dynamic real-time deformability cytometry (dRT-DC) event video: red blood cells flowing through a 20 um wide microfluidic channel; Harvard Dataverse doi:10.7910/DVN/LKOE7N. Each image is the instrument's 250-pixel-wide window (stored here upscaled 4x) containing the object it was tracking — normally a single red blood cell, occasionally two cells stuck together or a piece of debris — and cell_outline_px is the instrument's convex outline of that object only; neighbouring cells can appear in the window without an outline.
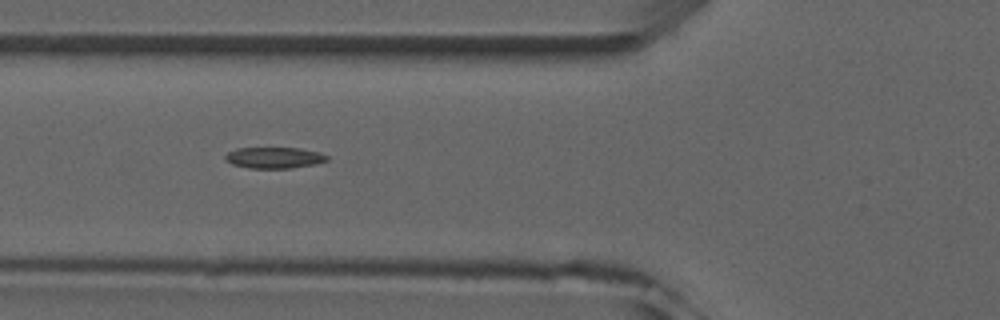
{"species": "common noctule bat (a hibernating species)", "species_latin": "Nyctalus noctula", "temperature_condition": "room temperature", "stored_images_in_passage": 9, "camera_frame_rate_fps": 3000, "um_per_image_px": 0.085, "animal": {"sex": "male", "forearm_length_mm": 52.5}, "frame": {"image": 1, "passage_image": 6, "time_ms": 5.667, "image_size_px": [1000, 320], "cell_outline_px": [[328, 160], [316, 164], [292, 168], [248, 168], [232, 164], [224, 160], [224, 156], [228, 152], [236, 148], [300, 148], [320, 152], [328, 156]], "centroid_in_image_um": [23.3, 13.4], "position_along_channel_um": 102.5, "area_um2": 12.66}}
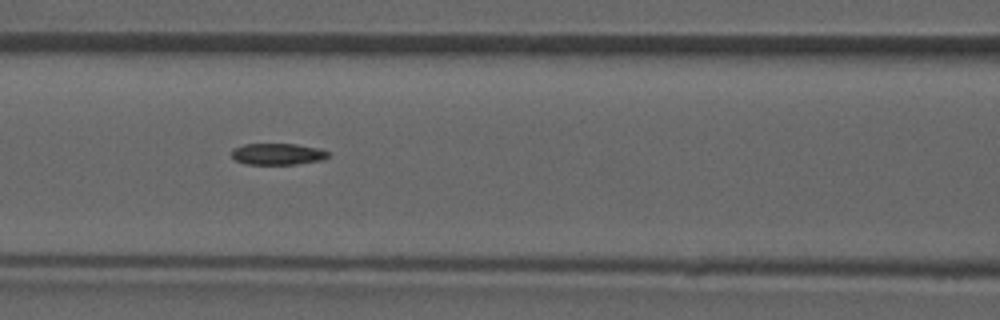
{"frame": {"image": 2, "passage_image": 7, "time_ms": 6.667, "image_size_px": [1000, 320], "cell_outline_px": [[332, 156], [324, 160], [296, 164], [244, 164], [236, 160], [232, 156], [232, 148], [244, 144], [296, 144], [320, 148], [328, 152]], "centroid_in_image_um": [23.64, 13.09], "position_along_channel_um": 143.0, "area_um2": 12.25}}